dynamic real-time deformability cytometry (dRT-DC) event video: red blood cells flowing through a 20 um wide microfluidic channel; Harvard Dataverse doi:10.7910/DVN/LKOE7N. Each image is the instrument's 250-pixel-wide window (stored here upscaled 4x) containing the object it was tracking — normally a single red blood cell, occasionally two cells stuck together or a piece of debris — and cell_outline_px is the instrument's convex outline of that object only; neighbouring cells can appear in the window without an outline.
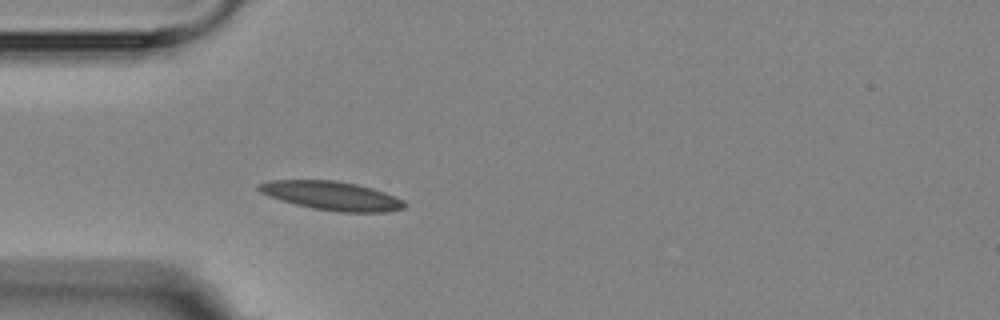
{"species": "Egyptian fruit bat (a non-hibernating species)", "species_latin": "Rousettus aegyptiacus", "temperature_condition": "room temperature", "stored_images_in_passage": 4, "camera_frame_rate_fps": 3000, "um_per_image_px": 0.085, "animal": {"sex": "female"}, "frame": {"image": 1, "passage_image": 3, "time_ms": 2.333, "image_size_px": [1000, 320], "cell_outline_px": [[408, 204], [404, 208], [388, 212], [340, 212], [312, 208], [280, 200], [268, 196], [260, 192], [256, 188], [256, 184], [268, 180], [332, 180], [356, 184], [372, 188], [384, 192], [404, 200]], "centroid_in_image_um": [28.18, 16.64], "position_along_channel_um": 56.8, "area_um2": 24.57}}